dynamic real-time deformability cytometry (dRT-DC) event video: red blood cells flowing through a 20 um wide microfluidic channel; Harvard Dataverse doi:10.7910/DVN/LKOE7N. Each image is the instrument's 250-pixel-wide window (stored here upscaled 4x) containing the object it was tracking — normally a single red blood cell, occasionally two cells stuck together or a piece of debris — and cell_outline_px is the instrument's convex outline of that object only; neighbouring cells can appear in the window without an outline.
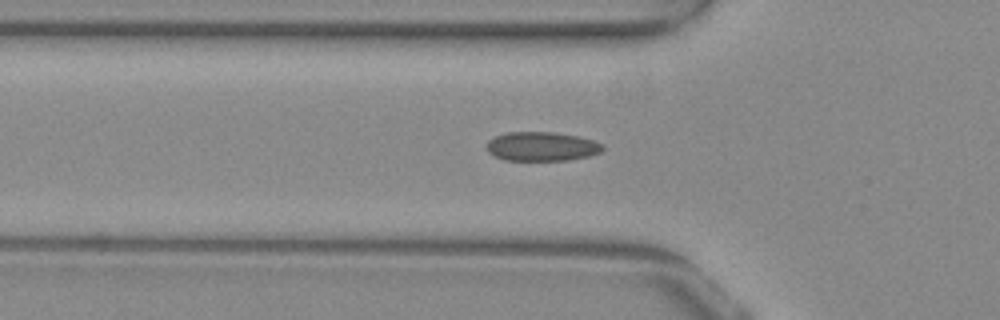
{"species": "common noctule bat (a hibernating species)", "species_latin": "Nyctalus noctula", "temperature_condition": "warm", "stored_images_in_passage": 40, "camera_frame_rate_fps": 3000, "um_per_image_px": 0.085, "animal": {"sex": "female", "body_mass_g": 29.2, "forearm_length_mm": 56.3}, "frame": {"image": 1, "passage_image": 8, "time_ms": 2.333, "image_size_px": [1000, 320], "cell_outline_px": [[604, 148], [600, 152], [588, 156], [568, 160], [504, 160], [492, 156], [488, 152], [488, 140], [496, 136], [508, 132], [556, 132], [576, 136], [592, 140], [604, 144]], "centroid_in_image_um": [46.04, 12.45], "position_along_channel_um": 79.8, "area_um2": 19.65}}
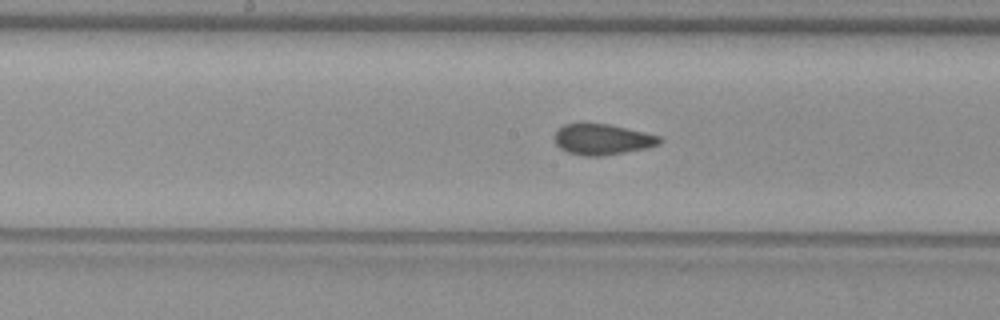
{"frame": {"image": 2, "passage_image": 17, "time_ms": 5.333, "image_size_px": [1000, 320], "cell_outline_px": [[664, 140], [660, 144], [648, 148], [604, 156], [584, 156], [568, 152], [560, 148], [556, 144], [552, 136], [564, 124], [608, 124], [644, 132], [660, 136]], "centroid_in_image_um": [51.22, 11.86], "position_along_channel_um": 197.0, "area_um2": 18.9}}
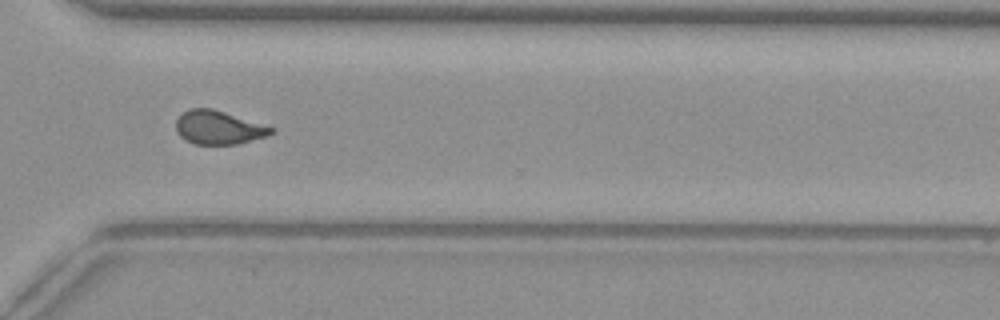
{"frame": {"image": 3, "passage_image": 29, "time_ms": 9.333, "image_size_px": [1000, 320], "cell_outline_px": [[272, 132], [268, 136], [236, 144], [196, 144], [184, 140], [176, 132], [176, 120], [188, 108], [212, 108], [272, 128]], "centroid_in_image_um": [18.5, 10.85], "position_along_channel_um": 352.1, "area_um2": 18.26}, "authors_computed_cell_mechanics": {"area_um2": 19.1896, "velocity_mm_per_s": 3.8807, "shape_relaxation_time_tau1_ms": null, "shape_relaxation_time_tau2_ms": 1.1674, "deformation_change_tau1": null, "deformation_change_tau2": 0.0466}}